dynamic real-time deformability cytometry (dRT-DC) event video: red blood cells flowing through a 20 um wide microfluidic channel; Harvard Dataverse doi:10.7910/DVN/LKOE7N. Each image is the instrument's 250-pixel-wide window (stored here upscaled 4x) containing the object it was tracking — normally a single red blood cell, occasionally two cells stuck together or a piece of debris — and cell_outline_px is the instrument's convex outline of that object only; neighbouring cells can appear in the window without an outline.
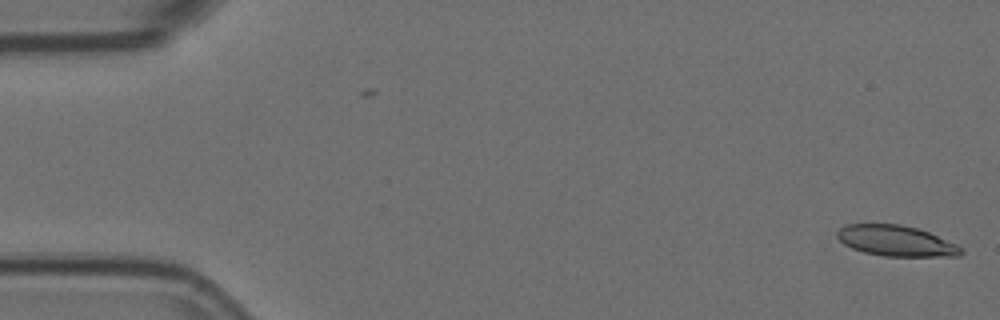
{"species": "Egyptian fruit bat (a non-hibernating species)", "species_latin": "Rousettus aegyptiacus", "temperature_condition": "room temperature", "stored_images_in_passage": 5, "camera_frame_rate_fps": 3000, "um_per_image_px": 0.085, "animal": {"sex": "female"}, "frame": {"image": 1, "passage_image": 1, "time_ms": 0.0, "image_size_px": [1000, 320], "cell_outline_px": [[964, 252], [960, 256], [884, 256], [864, 252], [852, 248], [844, 244], [836, 236], [836, 232], [840, 228], [848, 224], [900, 224], [916, 228], [928, 232], [956, 244], [964, 248]], "centroid_in_image_um": [76.17, 20.47], "position_along_channel_um": 8.8, "area_um2": 22.08}}
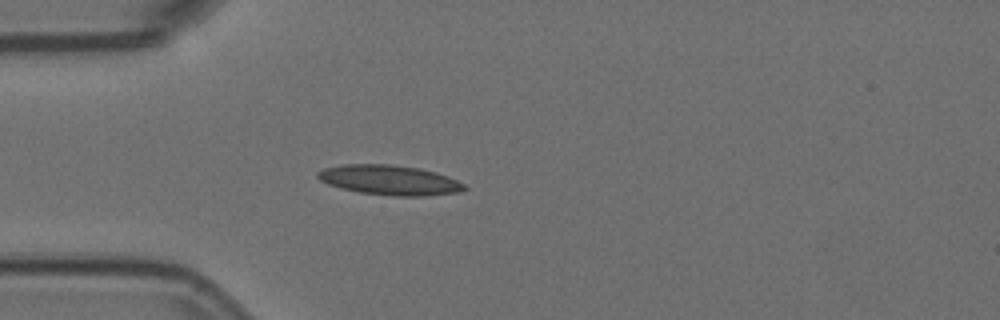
{"frame": {"image": 2, "passage_image": 5, "time_ms": 1.333, "image_size_px": [1000, 320], "cell_outline_px": [[468, 188], [456, 192], [424, 196], [392, 196], [360, 192], [340, 188], [328, 184], [320, 180], [316, 176], [316, 172], [324, 168], [340, 164], [392, 164], [416, 168], [448, 176], [464, 184]], "centroid_in_image_um": [33.05, 15.3], "position_along_channel_um": 52.0, "area_um2": 25.37}}